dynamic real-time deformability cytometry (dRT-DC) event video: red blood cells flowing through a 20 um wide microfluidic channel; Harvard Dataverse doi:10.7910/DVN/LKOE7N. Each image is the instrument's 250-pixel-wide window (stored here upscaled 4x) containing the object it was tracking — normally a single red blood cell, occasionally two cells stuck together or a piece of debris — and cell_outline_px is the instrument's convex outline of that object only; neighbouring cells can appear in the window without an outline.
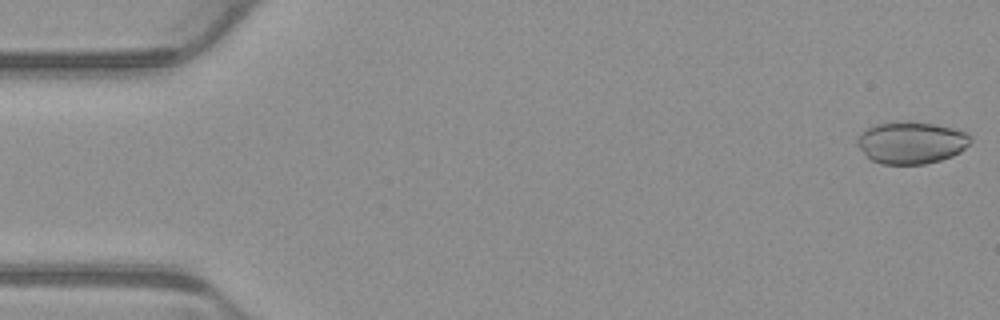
{"species": "common noctule bat (a hibernating species)", "species_latin": "Nyctalus noctula", "temperature_condition": "warm", "stored_images_in_passage": 5, "camera_frame_rate_fps": 3000, "um_per_image_px": 0.085, "animal": {"sex": "male", "body_mass_g": 23.1, "forearm_length_mm": 52.7}, "frame": {"image": 1, "passage_image": 1, "time_ms": 0.0, "image_size_px": [1000, 320], "cell_outline_px": [[972, 140], [960, 152], [952, 156], [940, 160], [924, 164], [880, 164], [872, 160], [856, 144], [856, 136], [860, 132], [872, 124], [900, 120], [912, 120], [936, 124], [968, 132], [972, 136]], "centroid_in_image_um": [77.44, 12.09], "position_along_channel_um": 7.6, "area_um2": 28.38}}
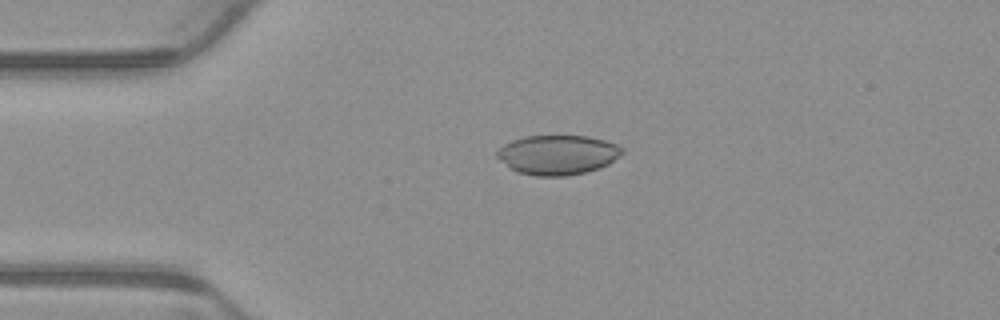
{"frame": {"image": 2, "passage_image": 4, "time_ms": 1.0, "image_size_px": [1000, 320], "cell_outline_px": [[624, 152], [620, 156], [608, 164], [600, 168], [584, 172], [564, 176], [536, 176], [516, 172], [500, 160], [496, 156], [496, 152], [504, 144], [512, 140], [524, 136], [588, 136], [604, 140], [616, 144], [624, 148]], "centroid_in_image_um": [47.41, 13.16], "position_along_channel_um": 37.6, "area_um2": 28.9}}